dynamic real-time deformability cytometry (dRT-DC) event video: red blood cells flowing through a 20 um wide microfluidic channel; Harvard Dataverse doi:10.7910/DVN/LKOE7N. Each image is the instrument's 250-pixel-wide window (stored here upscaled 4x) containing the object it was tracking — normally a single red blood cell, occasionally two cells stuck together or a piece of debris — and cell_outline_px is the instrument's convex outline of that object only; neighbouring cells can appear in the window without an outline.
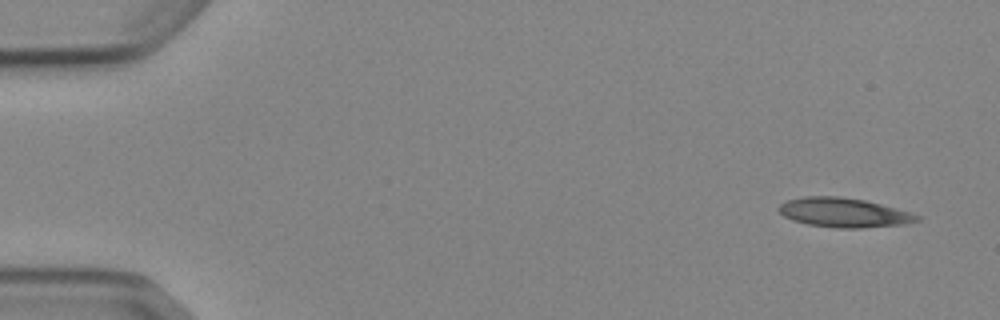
{"species": "Egyptian fruit bat (a non-hibernating species)", "species_latin": "Rousettus aegyptiacus", "temperature_condition": "cold", "stored_images_in_passage": 8, "camera_frame_rate_fps": 3000, "um_per_image_px": 0.085, "animal": {"sex": "female"}, "frame": {"image": 1, "passage_image": 1, "time_ms": 0.0, "image_size_px": [1000, 320], "cell_outline_px": [[924, 216], [920, 220], [904, 224], [860, 228], [836, 228], [808, 224], [792, 220], [784, 216], [776, 208], [780, 204], [788, 200], [804, 196], [840, 196], [864, 200], [880, 204]], "centroid_in_image_um": [71.72, 18.07], "position_along_channel_um": 13.3, "area_um2": 23.64}}
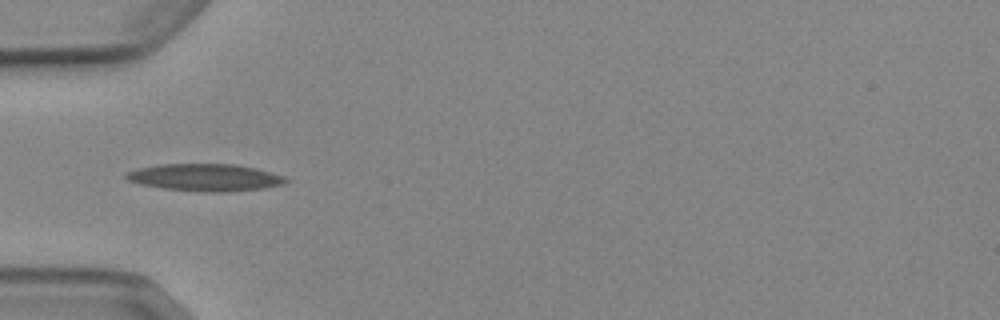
{"frame": {"image": 2, "passage_image": 5, "time_ms": 4.667, "image_size_px": [1000, 320], "cell_outline_px": [[288, 180], [284, 184], [264, 188], [224, 192], [208, 192], [164, 188], [140, 184], [128, 180], [124, 176], [124, 172], [136, 168], [160, 164], [236, 164], [256, 168], [284, 176]], "centroid_in_image_um": [17.41, 15.07], "position_along_channel_um": 67.6, "area_um2": 25.32}}
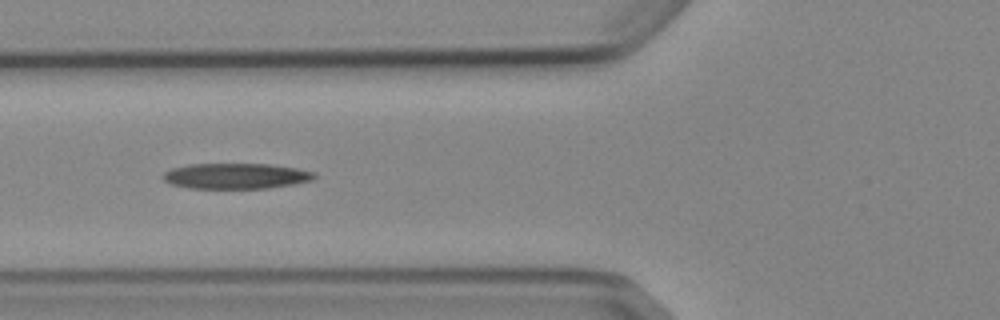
{"frame": {"image": 3, "passage_image": 6, "time_ms": 5.667, "image_size_px": [1000, 320], "cell_outline_px": [[316, 176], [312, 180], [292, 184], [268, 188], [188, 188], [172, 184], [164, 180], [164, 172], [172, 168], [192, 164], [272, 164], [296, 168], [316, 172]], "centroid_in_image_um": [20.08, 14.95], "position_along_channel_um": 105.7, "area_um2": 22.43}}